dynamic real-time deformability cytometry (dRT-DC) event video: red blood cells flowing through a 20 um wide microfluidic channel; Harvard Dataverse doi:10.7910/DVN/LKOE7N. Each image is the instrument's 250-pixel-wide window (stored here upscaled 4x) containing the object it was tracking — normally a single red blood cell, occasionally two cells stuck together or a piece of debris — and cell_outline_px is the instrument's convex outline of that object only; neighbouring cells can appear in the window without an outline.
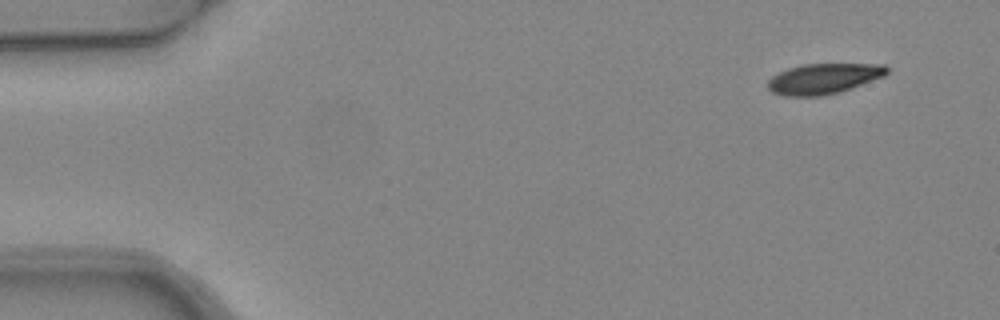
{"species": "common noctule bat (a hibernating species)", "species_latin": "Nyctalus noctula", "temperature_condition": "warm", "stored_images_in_passage": 4, "camera_frame_rate_fps": 3000, "um_per_image_px": 0.085, "animal": {"sex": "female", "body_mass_g": 24.6, "forearm_length_mm": 56.2}, "frame": {"image": 1, "passage_image": 1, "time_ms": 0.0, "image_size_px": [1000, 320], "cell_outline_px": [[888, 72], [884, 76], [852, 88], [840, 92], [820, 96], [784, 96], [772, 92], [768, 88], [768, 80], [772, 76], [788, 68], [804, 64], [884, 64], [888, 68]], "centroid_in_image_um": [70.01, 6.69], "position_along_channel_um": 15.0, "area_um2": 21.1}}
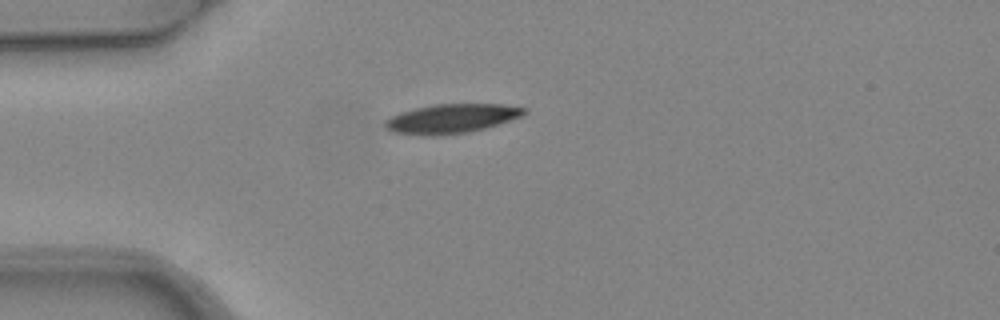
{"frame": {"image": 2, "passage_image": 3, "time_ms": 0.667, "image_size_px": [1000, 320], "cell_outline_px": [[528, 112], [520, 116], [484, 128], [468, 132], [440, 136], [432, 136], [392, 132], [384, 128], [384, 120], [400, 112], [432, 104], [500, 104], [528, 108]], "centroid_in_image_um": [38.33, 10.08], "position_along_channel_um": 46.7, "area_um2": 23.64}}